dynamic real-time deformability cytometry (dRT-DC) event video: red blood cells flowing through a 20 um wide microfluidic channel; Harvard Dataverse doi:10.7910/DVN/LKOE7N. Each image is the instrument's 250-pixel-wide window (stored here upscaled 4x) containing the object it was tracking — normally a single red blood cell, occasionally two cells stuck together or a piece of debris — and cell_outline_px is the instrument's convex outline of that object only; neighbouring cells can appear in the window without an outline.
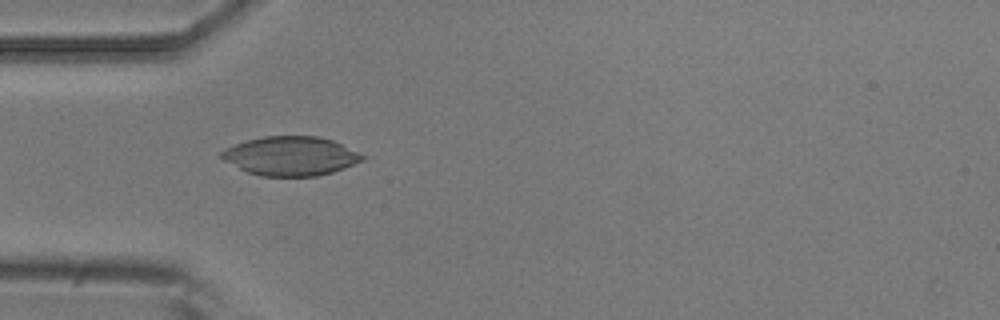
{"species": "common noctule bat (a hibernating species)", "species_latin": "Nyctalus noctula", "temperature_condition": "room temperature", "stored_images_in_passage": 14, "camera_frame_rate_fps": 3000, "um_per_image_px": 0.085, "animal": {"sex": "male", "body_mass_g": 20.5, "forearm_length_mm": 52.5}, "frame": {"image": 1, "passage_image": 4, "time_ms": 1.0, "image_size_px": [1000, 320], "cell_outline_px": [[364, 160], [344, 168], [332, 172], [316, 176], [260, 176], [248, 172], [224, 160], [220, 156], [220, 152], [224, 148], [248, 140], [264, 136], [320, 136], [332, 140], [364, 156]], "centroid_in_image_um": [24.68, 13.26], "position_along_channel_um": 60.3, "area_um2": 31.73}}
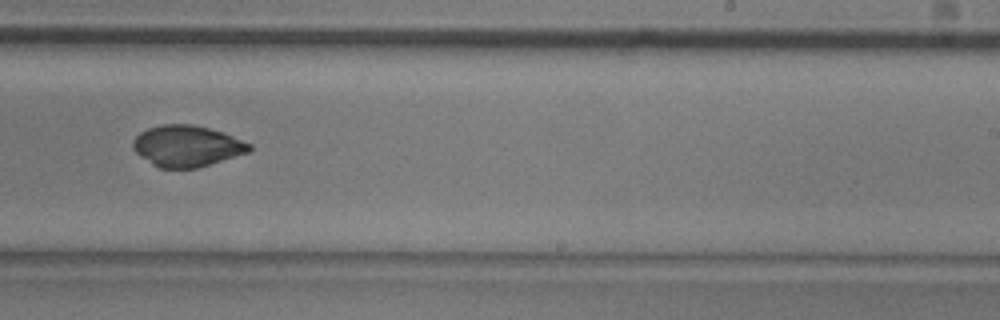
{"frame": {"image": 2, "passage_image": 9, "time_ms": 2.667, "image_size_px": [1000, 320], "cell_outline_px": [[252, 148], [248, 152], [196, 168], [160, 168], [152, 164], [140, 156], [132, 148], [132, 140], [140, 132], [148, 128], [164, 124], [192, 124], [224, 132], [252, 144]], "centroid_in_image_um": [15.87, 12.4], "position_along_channel_um": 273.1, "area_um2": 27.86}}
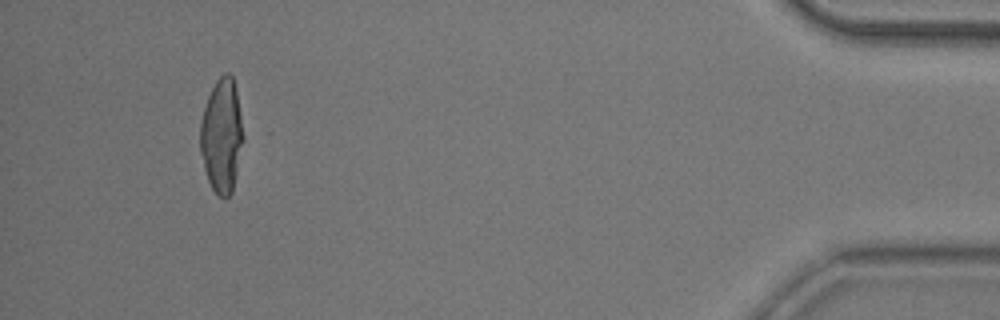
{"frame": {"image": 3, "passage_image": 13, "time_ms": 4.0, "image_size_px": [1000, 320], "cell_outline_px": [[244, 140], [232, 192], [224, 200], [212, 188], [208, 180], [204, 168], [200, 152], [200, 120], [208, 96], [216, 80], [224, 72], [228, 72], [232, 76], [236, 88], [244, 136]], "centroid_in_image_um": [18.85, 11.52], "position_along_channel_um": 416.4, "area_um2": 28.73}}